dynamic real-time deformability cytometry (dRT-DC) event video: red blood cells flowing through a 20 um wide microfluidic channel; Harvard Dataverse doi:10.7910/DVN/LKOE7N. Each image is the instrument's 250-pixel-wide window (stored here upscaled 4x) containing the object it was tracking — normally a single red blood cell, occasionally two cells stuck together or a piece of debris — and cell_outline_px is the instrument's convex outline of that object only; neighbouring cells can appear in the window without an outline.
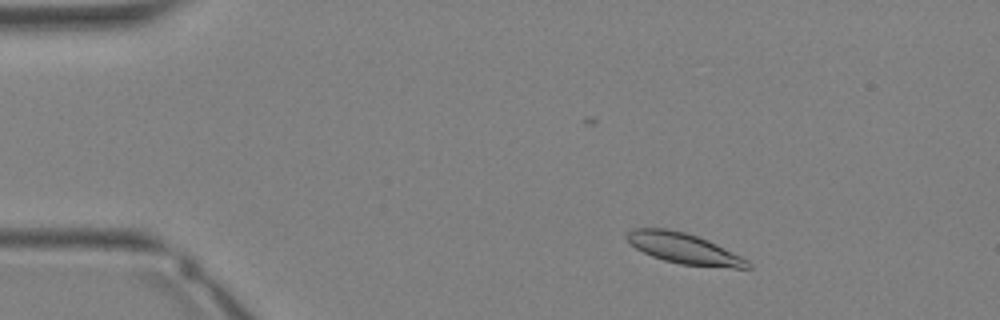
{"species": "Egyptian fruit bat (a non-hibernating species)", "species_latin": "Rousettus aegyptiacus", "temperature_condition": "warm", "stored_images_in_passage": 33, "camera_frame_rate_fps": 3000, "um_per_image_px": 0.085, "animal": {"sex": "female"}, "frame": {"image": 1, "passage_image": 4, "time_ms": 1.0, "image_size_px": [1000, 320], "cell_outline_px": [[752, 268], [732, 268], [680, 264], [664, 260], [652, 256], [636, 248], [624, 236], [632, 228], [668, 228], [684, 232], [708, 240], [748, 260], [752, 264]], "centroid_in_image_um": [58.14, 21.12], "position_along_channel_um": 26.9, "area_um2": 21.39}}
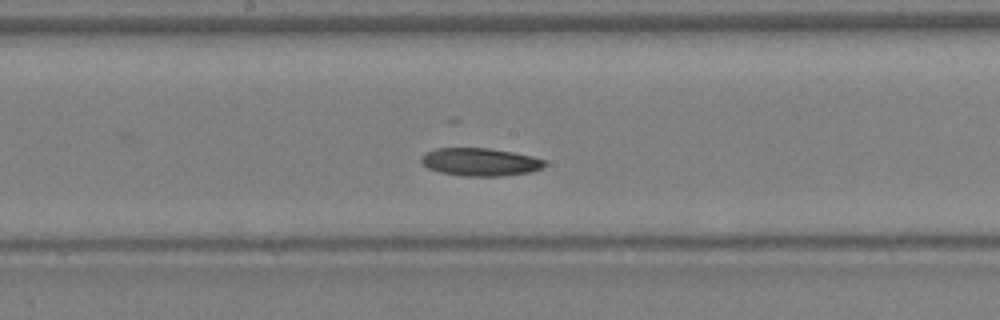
{"frame": {"image": 2, "passage_image": 17, "time_ms": 5.333, "image_size_px": [1000, 320], "cell_outline_px": [[548, 164], [532, 172], [500, 176], [460, 176], [440, 172], [428, 168], [420, 160], [420, 156], [424, 152], [436, 148], [488, 148], [512, 152], [532, 156], [544, 160]], "centroid_in_image_um": [40.79, 13.77], "position_along_channel_um": 207.4, "area_um2": 20.17}}
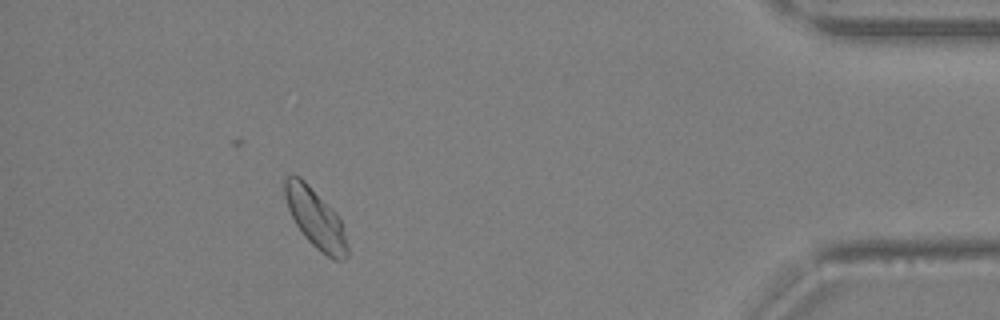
{"frame": {"image": 3, "passage_image": 30, "time_ms": 9.667, "image_size_px": [1000, 320], "cell_outline_px": [[348, 256], [344, 260], [332, 260], [320, 252], [304, 236], [296, 224], [288, 208], [284, 196], [284, 176], [292, 172], [300, 176], [332, 208], [340, 220], [348, 248]], "centroid_in_image_um": [26.79, 18.54], "position_along_channel_um": 408.4, "area_um2": 21.62}}